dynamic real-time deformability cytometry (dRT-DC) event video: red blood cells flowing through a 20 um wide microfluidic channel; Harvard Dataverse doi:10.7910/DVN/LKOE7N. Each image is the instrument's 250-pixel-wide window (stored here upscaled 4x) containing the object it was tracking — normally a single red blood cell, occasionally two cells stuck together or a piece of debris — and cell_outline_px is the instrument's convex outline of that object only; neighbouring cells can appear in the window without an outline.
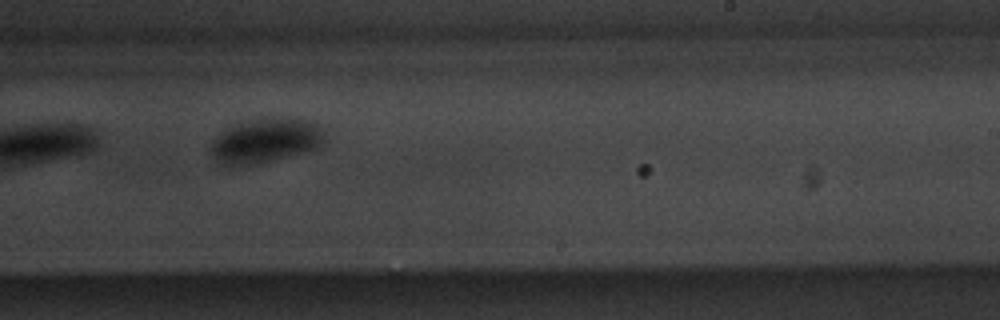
{"species": "common noctule bat (a hibernating species)", "species_latin": "Nyctalus noctula", "temperature_condition": "warm", "stored_images_in_passage": 12, "camera_frame_rate_fps": 3000, "um_per_image_px": 0.085, "animal": {"sex": "male", "body_mass_g": 20.1, "forearm_length_mm": 53.5}, "frame": {"image": 1, "passage_image": 7, "time_ms": 7.0, "image_size_px": [1000, 320], "cell_outline_px": [[324, 144], [316, 148], [260, 164], [228, 168], [220, 164], [212, 156], [212, 144], [216, 136], [232, 124], [260, 116], [288, 116], [312, 120], [320, 124], [324, 132]], "centroid_in_image_um": [22.58, 11.92], "position_along_channel_um": 266.4, "area_um2": 30.75}, "authors_computed_cell_mechanics": {"area_um2": 29.4491, "velocity_mm_per_s": 3.4011, "shape_relaxation_time_tau1_ms": 1.6721, "shape_relaxation_time_tau2_ms": null, "deformation_change_tau1": 0.0514, "deformation_change_tau2": null}}